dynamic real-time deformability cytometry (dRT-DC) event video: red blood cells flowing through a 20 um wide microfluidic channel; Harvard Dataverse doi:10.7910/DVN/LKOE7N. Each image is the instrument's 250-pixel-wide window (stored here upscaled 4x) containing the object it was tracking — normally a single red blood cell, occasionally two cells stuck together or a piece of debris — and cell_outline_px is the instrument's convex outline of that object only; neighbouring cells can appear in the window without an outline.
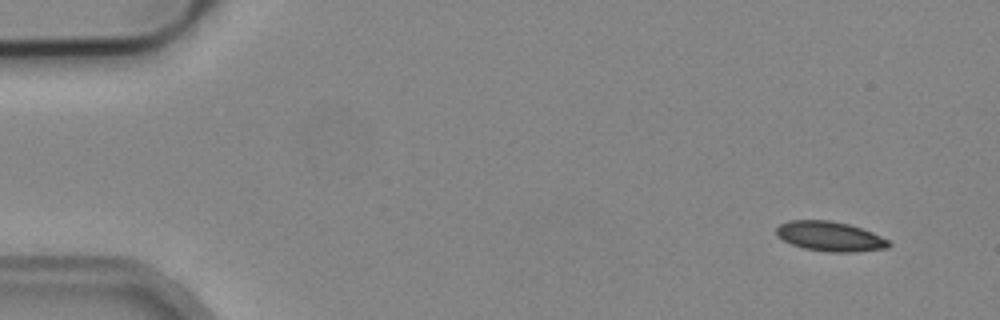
{"species": "common noctule bat (a hibernating species)", "species_latin": "Nyctalus noctula", "temperature_condition": "cold", "stored_images_in_passage": 5, "camera_frame_rate_fps": 3000, "um_per_image_px": 0.085, "animal": {"sex": "male", "body_mass_g": 19.2, "forearm_length_mm": 51.8}, "frame": {"image": 1, "passage_image": 1, "time_ms": 0.0, "image_size_px": [1000, 320], "cell_outline_px": [[892, 244], [888, 248], [856, 252], [828, 252], [804, 248], [792, 244], [776, 236], [776, 228], [780, 224], [788, 220], [832, 220], [848, 224], [872, 232], [888, 240]], "centroid_in_image_um": [70.54, 20.09], "position_along_channel_um": 14.5, "area_um2": 19.54}}
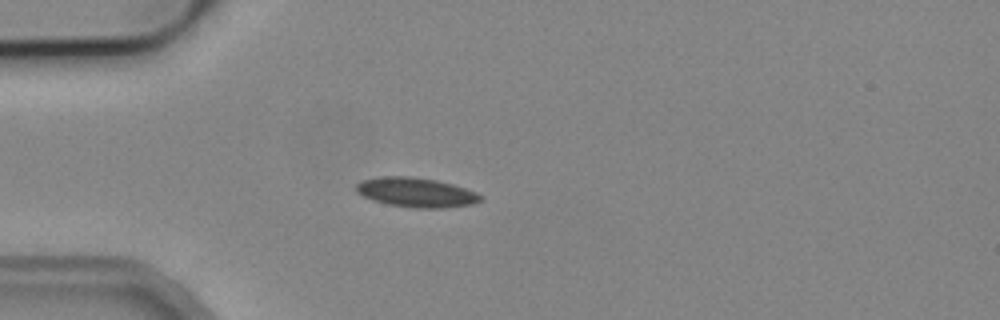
{"frame": {"image": 2, "passage_image": 4, "time_ms": 3.667, "image_size_px": [1000, 320], "cell_outline_px": [[480, 200], [472, 204], [444, 208], [416, 208], [388, 204], [372, 200], [356, 192], [356, 184], [364, 180], [384, 176], [408, 176], [436, 180], [452, 184], [476, 192], [480, 196]], "centroid_in_image_um": [35.35, 16.36], "position_along_channel_um": 49.7, "area_um2": 21.1}}